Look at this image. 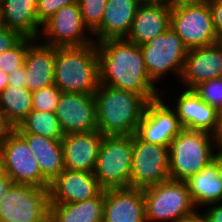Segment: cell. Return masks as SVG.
I'll list each match as a JSON object with an SVG mask.
<instances>
[{"mask_svg":"<svg viewBox=\"0 0 222 222\" xmlns=\"http://www.w3.org/2000/svg\"><path fill=\"white\" fill-rule=\"evenodd\" d=\"M100 84L142 95L147 101L160 97L151 80L140 46L126 39L97 43Z\"/></svg>","mask_w":222,"mask_h":222,"instance_id":"obj_1","label":"cell"},{"mask_svg":"<svg viewBox=\"0 0 222 222\" xmlns=\"http://www.w3.org/2000/svg\"><path fill=\"white\" fill-rule=\"evenodd\" d=\"M94 97L97 130L103 136L136 134L148 103L142 95L100 84Z\"/></svg>","mask_w":222,"mask_h":222,"instance_id":"obj_2","label":"cell"},{"mask_svg":"<svg viewBox=\"0 0 222 222\" xmlns=\"http://www.w3.org/2000/svg\"><path fill=\"white\" fill-rule=\"evenodd\" d=\"M54 84L61 92L94 94L100 85L97 43L55 47Z\"/></svg>","mask_w":222,"mask_h":222,"instance_id":"obj_3","label":"cell"},{"mask_svg":"<svg viewBox=\"0 0 222 222\" xmlns=\"http://www.w3.org/2000/svg\"><path fill=\"white\" fill-rule=\"evenodd\" d=\"M212 134L183 129L169 146V177L186 181L214 160Z\"/></svg>","mask_w":222,"mask_h":222,"instance_id":"obj_4","label":"cell"},{"mask_svg":"<svg viewBox=\"0 0 222 222\" xmlns=\"http://www.w3.org/2000/svg\"><path fill=\"white\" fill-rule=\"evenodd\" d=\"M133 158L132 136H103L94 175L105 189L130 188Z\"/></svg>","mask_w":222,"mask_h":222,"instance_id":"obj_5","label":"cell"},{"mask_svg":"<svg viewBox=\"0 0 222 222\" xmlns=\"http://www.w3.org/2000/svg\"><path fill=\"white\" fill-rule=\"evenodd\" d=\"M146 222H176L196 208L185 181L169 179L143 189Z\"/></svg>","mask_w":222,"mask_h":222,"instance_id":"obj_6","label":"cell"},{"mask_svg":"<svg viewBox=\"0 0 222 222\" xmlns=\"http://www.w3.org/2000/svg\"><path fill=\"white\" fill-rule=\"evenodd\" d=\"M49 189L13 184L0 201V222H50Z\"/></svg>","mask_w":222,"mask_h":222,"instance_id":"obj_7","label":"cell"},{"mask_svg":"<svg viewBox=\"0 0 222 222\" xmlns=\"http://www.w3.org/2000/svg\"><path fill=\"white\" fill-rule=\"evenodd\" d=\"M170 27L188 50L219 42L214 31L208 1L172 7Z\"/></svg>","mask_w":222,"mask_h":222,"instance_id":"obj_8","label":"cell"},{"mask_svg":"<svg viewBox=\"0 0 222 222\" xmlns=\"http://www.w3.org/2000/svg\"><path fill=\"white\" fill-rule=\"evenodd\" d=\"M140 48L147 72L154 83L168 72L181 78L188 49L171 27Z\"/></svg>","mask_w":222,"mask_h":222,"instance_id":"obj_9","label":"cell"},{"mask_svg":"<svg viewBox=\"0 0 222 222\" xmlns=\"http://www.w3.org/2000/svg\"><path fill=\"white\" fill-rule=\"evenodd\" d=\"M132 145L130 188L145 189L170 179L169 147L145 142L136 134Z\"/></svg>","mask_w":222,"mask_h":222,"instance_id":"obj_10","label":"cell"},{"mask_svg":"<svg viewBox=\"0 0 222 222\" xmlns=\"http://www.w3.org/2000/svg\"><path fill=\"white\" fill-rule=\"evenodd\" d=\"M34 156L26 141L14 129L3 137L1 157L14 184L49 189L50 182L41 174Z\"/></svg>","mask_w":222,"mask_h":222,"instance_id":"obj_11","label":"cell"},{"mask_svg":"<svg viewBox=\"0 0 222 222\" xmlns=\"http://www.w3.org/2000/svg\"><path fill=\"white\" fill-rule=\"evenodd\" d=\"M183 129L174 108H170L160 96L148 101L136 135L145 142L169 147Z\"/></svg>","mask_w":222,"mask_h":222,"instance_id":"obj_12","label":"cell"},{"mask_svg":"<svg viewBox=\"0 0 222 222\" xmlns=\"http://www.w3.org/2000/svg\"><path fill=\"white\" fill-rule=\"evenodd\" d=\"M41 30L42 38H46L43 44L48 46L70 47L94 43V38L85 36L89 30L83 24L79 4L59 9L42 25Z\"/></svg>","mask_w":222,"mask_h":222,"instance_id":"obj_13","label":"cell"},{"mask_svg":"<svg viewBox=\"0 0 222 222\" xmlns=\"http://www.w3.org/2000/svg\"><path fill=\"white\" fill-rule=\"evenodd\" d=\"M55 114L64 135L97 130L94 94L62 92Z\"/></svg>","mask_w":222,"mask_h":222,"instance_id":"obj_14","label":"cell"},{"mask_svg":"<svg viewBox=\"0 0 222 222\" xmlns=\"http://www.w3.org/2000/svg\"><path fill=\"white\" fill-rule=\"evenodd\" d=\"M103 189L93 172L64 169L49 186L50 203H78L96 197Z\"/></svg>","mask_w":222,"mask_h":222,"instance_id":"obj_15","label":"cell"},{"mask_svg":"<svg viewBox=\"0 0 222 222\" xmlns=\"http://www.w3.org/2000/svg\"><path fill=\"white\" fill-rule=\"evenodd\" d=\"M222 77V42L188 50L180 80L186 89Z\"/></svg>","mask_w":222,"mask_h":222,"instance_id":"obj_16","label":"cell"},{"mask_svg":"<svg viewBox=\"0 0 222 222\" xmlns=\"http://www.w3.org/2000/svg\"><path fill=\"white\" fill-rule=\"evenodd\" d=\"M102 140L98 130L65 134L61 140L65 169L94 172Z\"/></svg>","mask_w":222,"mask_h":222,"instance_id":"obj_17","label":"cell"},{"mask_svg":"<svg viewBox=\"0 0 222 222\" xmlns=\"http://www.w3.org/2000/svg\"><path fill=\"white\" fill-rule=\"evenodd\" d=\"M103 222H146L143 189H105Z\"/></svg>","mask_w":222,"mask_h":222,"instance_id":"obj_18","label":"cell"},{"mask_svg":"<svg viewBox=\"0 0 222 222\" xmlns=\"http://www.w3.org/2000/svg\"><path fill=\"white\" fill-rule=\"evenodd\" d=\"M175 102L174 110L184 129L214 133L219 112L203 101L193 89L185 88Z\"/></svg>","mask_w":222,"mask_h":222,"instance_id":"obj_19","label":"cell"},{"mask_svg":"<svg viewBox=\"0 0 222 222\" xmlns=\"http://www.w3.org/2000/svg\"><path fill=\"white\" fill-rule=\"evenodd\" d=\"M140 0H108L100 26L91 34L94 42L126 39Z\"/></svg>","mask_w":222,"mask_h":222,"instance_id":"obj_20","label":"cell"},{"mask_svg":"<svg viewBox=\"0 0 222 222\" xmlns=\"http://www.w3.org/2000/svg\"><path fill=\"white\" fill-rule=\"evenodd\" d=\"M171 7L141 3L126 40L141 46L170 28Z\"/></svg>","mask_w":222,"mask_h":222,"instance_id":"obj_21","label":"cell"},{"mask_svg":"<svg viewBox=\"0 0 222 222\" xmlns=\"http://www.w3.org/2000/svg\"><path fill=\"white\" fill-rule=\"evenodd\" d=\"M36 43V44H35ZM26 83L30 92L38 91L54 84L55 47L38 43L37 39L29 47L24 61Z\"/></svg>","mask_w":222,"mask_h":222,"instance_id":"obj_22","label":"cell"},{"mask_svg":"<svg viewBox=\"0 0 222 222\" xmlns=\"http://www.w3.org/2000/svg\"><path fill=\"white\" fill-rule=\"evenodd\" d=\"M36 12L37 0H0V25L38 40L41 25Z\"/></svg>","mask_w":222,"mask_h":222,"instance_id":"obj_23","label":"cell"},{"mask_svg":"<svg viewBox=\"0 0 222 222\" xmlns=\"http://www.w3.org/2000/svg\"><path fill=\"white\" fill-rule=\"evenodd\" d=\"M38 162L41 174L51 183L64 169L61 140H52L32 133H18Z\"/></svg>","mask_w":222,"mask_h":222,"instance_id":"obj_24","label":"cell"},{"mask_svg":"<svg viewBox=\"0 0 222 222\" xmlns=\"http://www.w3.org/2000/svg\"><path fill=\"white\" fill-rule=\"evenodd\" d=\"M185 183L197 209L198 205L207 207V205L222 202V178L215 160L189 177Z\"/></svg>","mask_w":222,"mask_h":222,"instance_id":"obj_25","label":"cell"},{"mask_svg":"<svg viewBox=\"0 0 222 222\" xmlns=\"http://www.w3.org/2000/svg\"><path fill=\"white\" fill-rule=\"evenodd\" d=\"M104 190L78 203H50V222H103Z\"/></svg>","mask_w":222,"mask_h":222,"instance_id":"obj_26","label":"cell"},{"mask_svg":"<svg viewBox=\"0 0 222 222\" xmlns=\"http://www.w3.org/2000/svg\"><path fill=\"white\" fill-rule=\"evenodd\" d=\"M0 110L10 128L17 127L33 110L32 92L26 87L8 85L0 93Z\"/></svg>","mask_w":222,"mask_h":222,"instance_id":"obj_27","label":"cell"},{"mask_svg":"<svg viewBox=\"0 0 222 222\" xmlns=\"http://www.w3.org/2000/svg\"><path fill=\"white\" fill-rule=\"evenodd\" d=\"M17 133H32L52 140H62L64 134L55 112L32 110L28 116L13 128Z\"/></svg>","mask_w":222,"mask_h":222,"instance_id":"obj_28","label":"cell"},{"mask_svg":"<svg viewBox=\"0 0 222 222\" xmlns=\"http://www.w3.org/2000/svg\"><path fill=\"white\" fill-rule=\"evenodd\" d=\"M36 39L23 37L14 47L0 54V70L7 74L24 65L28 47Z\"/></svg>","mask_w":222,"mask_h":222,"instance_id":"obj_29","label":"cell"},{"mask_svg":"<svg viewBox=\"0 0 222 222\" xmlns=\"http://www.w3.org/2000/svg\"><path fill=\"white\" fill-rule=\"evenodd\" d=\"M108 0H78L84 26L93 33L101 24Z\"/></svg>","mask_w":222,"mask_h":222,"instance_id":"obj_30","label":"cell"},{"mask_svg":"<svg viewBox=\"0 0 222 222\" xmlns=\"http://www.w3.org/2000/svg\"><path fill=\"white\" fill-rule=\"evenodd\" d=\"M61 93L62 92L55 84L33 92V110L55 112Z\"/></svg>","mask_w":222,"mask_h":222,"instance_id":"obj_31","label":"cell"},{"mask_svg":"<svg viewBox=\"0 0 222 222\" xmlns=\"http://www.w3.org/2000/svg\"><path fill=\"white\" fill-rule=\"evenodd\" d=\"M193 90L208 105L222 112V77L200 83Z\"/></svg>","mask_w":222,"mask_h":222,"instance_id":"obj_32","label":"cell"},{"mask_svg":"<svg viewBox=\"0 0 222 222\" xmlns=\"http://www.w3.org/2000/svg\"><path fill=\"white\" fill-rule=\"evenodd\" d=\"M72 4H78V0H37V21L42 26L59 9Z\"/></svg>","mask_w":222,"mask_h":222,"instance_id":"obj_33","label":"cell"},{"mask_svg":"<svg viewBox=\"0 0 222 222\" xmlns=\"http://www.w3.org/2000/svg\"><path fill=\"white\" fill-rule=\"evenodd\" d=\"M22 38L18 31L0 25V54L14 47Z\"/></svg>","mask_w":222,"mask_h":222,"instance_id":"obj_34","label":"cell"},{"mask_svg":"<svg viewBox=\"0 0 222 222\" xmlns=\"http://www.w3.org/2000/svg\"><path fill=\"white\" fill-rule=\"evenodd\" d=\"M210 8L215 34L222 42V0H207Z\"/></svg>","mask_w":222,"mask_h":222,"instance_id":"obj_35","label":"cell"},{"mask_svg":"<svg viewBox=\"0 0 222 222\" xmlns=\"http://www.w3.org/2000/svg\"><path fill=\"white\" fill-rule=\"evenodd\" d=\"M8 85L25 87L26 74L25 66H21L13 71L8 76Z\"/></svg>","mask_w":222,"mask_h":222,"instance_id":"obj_36","label":"cell"},{"mask_svg":"<svg viewBox=\"0 0 222 222\" xmlns=\"http://www.w3.org/2000/svg\"><path fill=\"white\" fill-rule=\"evenodd\" d=\"M209 208L206 209L204 215L206 222H222V204L214 203L207 205ZM212 206V207H211Z\"/></svg>","mask_w":222,"mask_h":222,"instance_id":"obj_37","label":"cell"},{"mask_svg":"<svg viewBox=\"0 0 222 222\" xmlns=\"http://www.w3.org/2000/svg\"><path fill=\"white\" fill-rule=\"evenodd\" d=\"M214 150L216 154H222V112H219L217 125L214 133L212 134ZM217 147V150H216Z\"/></svg>","mask_w":222,"mask_h":222,"instance_id":"obj_38","label":"cell"},{"mask_svg":"<svg viewBox=\"0 0 222 222\" xmlns=\"http://www.w3.org/2000/svg\"><path fill=\"white\" fill-rule=\"evenodd\" d=\"M14 184L7 175L2 157L0 156V187H11Z\"/></svg>","mask_w":222,"mask_h":222,"instance_id":"obj_39","label":"cell"},{"mask_svg":"<svg viewBox=\"0 0 222 222\" xmlns=\"http://www.w3.org/2000/svg\"><path fill=\"white\" fill-rule=\"evenodd\" d=\"M176 222H206V218L204 213L200 215L198 211H195L190 215L180 218Z\"/></svg>","mask_w":222,"mask_h":222,"instance_id":"obj_40","label":"cell"},{"mask_svg":"<svg viewBox=\"0 0 222 222\" xmlns=\"http://www.w3.org/2000/svg\"><path fill=\"white\" fill-rule=\"evenodd\" d=\"M207 0H170V7H174L181 4H198Z\"/></svg>","mask_w":222,"mask_h":222,"instance_id":"obj_41","label":"cell"},{"mask_svg":"<svg viewBox=\"0 0 222 222\" xmlns=\"http://www.w3.org/2000/svg\"><path fill=\"white\" fill-rule=\"evenodd\" d=\"M11 130L10 126L5 122L0 110V135H6Z\"/></svg>","mask_w":222,"mask_h":222,"instance_id":"obj_42","label":"cell"},{"mask_svg":"<svg viewBox=\"0 0 222 222\" xmlns=\"http://www.w3.org/2000/svg\"><path fill=\"white\" fill-rule=\"evenodd\" d=\"M8 76L9 74L0 70V93L8 86Z\"/></svg>","mask_w":222,"mask_h":222,"instance_id":"obj_43","label":"cell"},{"mask_svg":"<svg viewBox=\"0 0 222 222\" xmlns=\"http://www.w3.org/2000/svg\"><path fill=\"white\" fill-rule=\"evenodd\" d=\"M140 2L145 4H160L170 6V0H140Z\"/></svg>","mask_w":222,"mask_h":222,"instance_id":"obj_44","label":"cell"},{"mask_svg":"<svg viewBox=\"0 0 222 222\" xmlns=\"http://www.w3.org/2000/svg\"><path fill=\"white\" fill-rule=\"evenodd\" d=\"M214 160L218 163L219 174L222 178V154H215Z\"/></svg>","mask_w":222,"mask_h":222,"instance_id":"obj_45","label":"cell"},{"mask_svg":"<svg viewBox=\"0 0 222 222\" xmlns=\"http://www.w3.org/2000/svg\"><path fill=\"white\" fill-rule=\"evenodd\" d=\"M10 187H0V201L6 195Z\"/></svg>","mask_w":222,"mask_h":222,"instance_id":"obj_46","label":"cell"},{"mask_svg":"<svg viewBox=\"0 0 222 222\" xmlns=\"http://www.w3.org/2000/svg\"><path fill=\"white\" fill-rule=\"evenodd\" d=\"M5 135H0V156H1V145H2V139Z\"/></svg>","mask_w":222,"mask_h":222,"instance_id":"obj_47","label":"cell"}]
</instances>
